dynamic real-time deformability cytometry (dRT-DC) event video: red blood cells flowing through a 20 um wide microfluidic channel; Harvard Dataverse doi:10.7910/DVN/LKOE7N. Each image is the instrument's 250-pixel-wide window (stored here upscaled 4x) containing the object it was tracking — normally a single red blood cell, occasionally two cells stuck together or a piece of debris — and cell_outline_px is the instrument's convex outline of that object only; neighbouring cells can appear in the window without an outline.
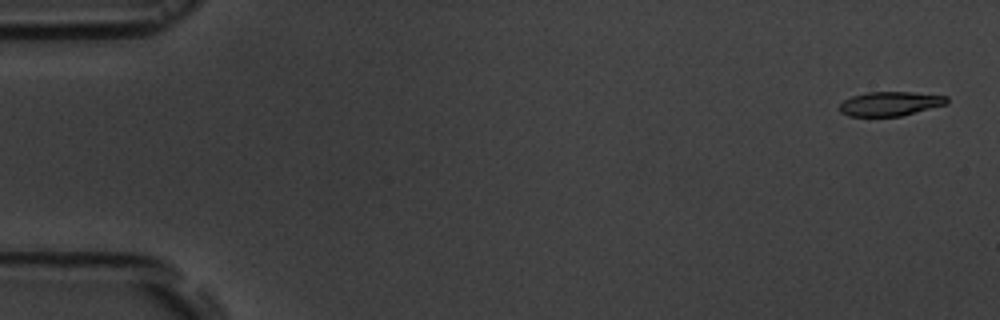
{"species": "common noctule bat (a hibernating species)", "species_latin": "Nyctalus noctula", "temperature_condition": "room temperature", "stored_images_in_passage": 6, "camera_frame_rate_fps": 3000, "um_per_image_px": 0.085, "animal": {"sex": "male", "body_mass_g": 19.5, "forearm_length_mm": 54.6}, "frame": {"image": 1, "passage_image": 1, "time_ms": 0.0, "image_size_px": [1000, 320], "cell_outline_px": [[948, 104], [900, 116], [848, 116], [840, 112], [840, 104], [844, 100], [852, 96], [868, 92], [912, 92], [948, 96]], "centroid_in_image_um": [75.68, 8.81], "position_along_channel_um": 9.3, "area_um2": 15.14}}
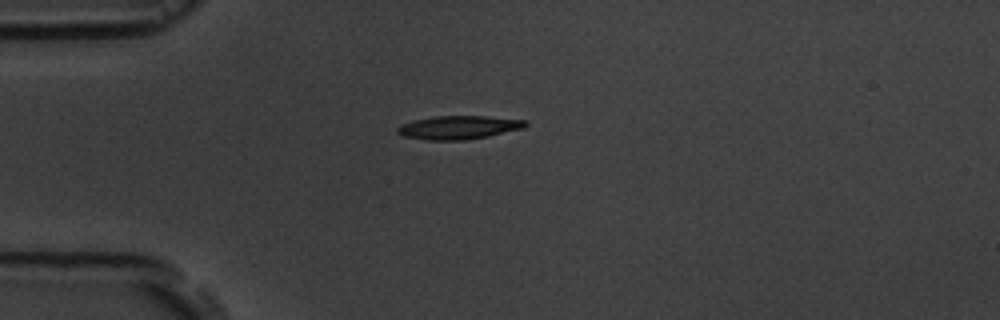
{"frame": {"image": 2, "passage_image": 4, "time_ms": 4.333, "image_size_px": [1000, 320], "cell_outline_px": [[528, 124], [524, 128], [488, 136], [464, 140], [428, 140], [404, 136], [396, 132], [396, 128], [400, 124], [412, 120], [432, 116], [484, 116], [528, 120]], "centroid_in_image_um": [38.97, 10.82], "position_along_channel_um": 46.0, "area_um2": 17.63}}
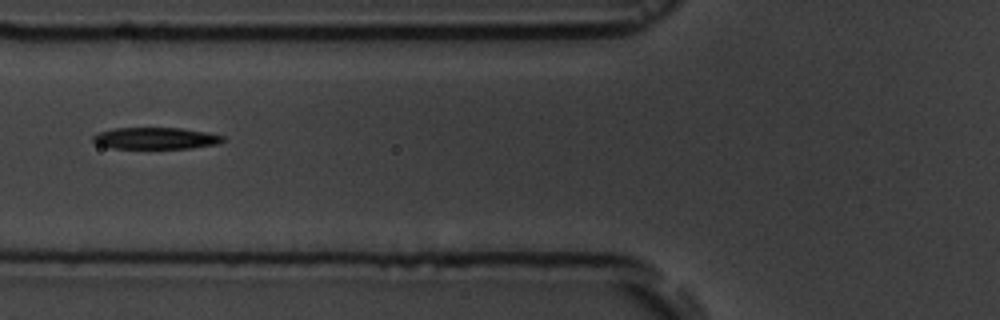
{"frame": {"image": 3, "passage_image": 6, "time_ms": 6.667, "image_size_px": [1000, 320], "cell_outline_px": [[228, 140], [220, 144], [192, 148], [112, 148], [96, 144], [92, 140], [92, 136], [96, 132], [112, 128], [180, 128], [208, 132], [224, 136]], "centroid_in_image_um": [13.26, 11.75], "position_along_channel_um": 112.5, "area_um2": 16.7}}